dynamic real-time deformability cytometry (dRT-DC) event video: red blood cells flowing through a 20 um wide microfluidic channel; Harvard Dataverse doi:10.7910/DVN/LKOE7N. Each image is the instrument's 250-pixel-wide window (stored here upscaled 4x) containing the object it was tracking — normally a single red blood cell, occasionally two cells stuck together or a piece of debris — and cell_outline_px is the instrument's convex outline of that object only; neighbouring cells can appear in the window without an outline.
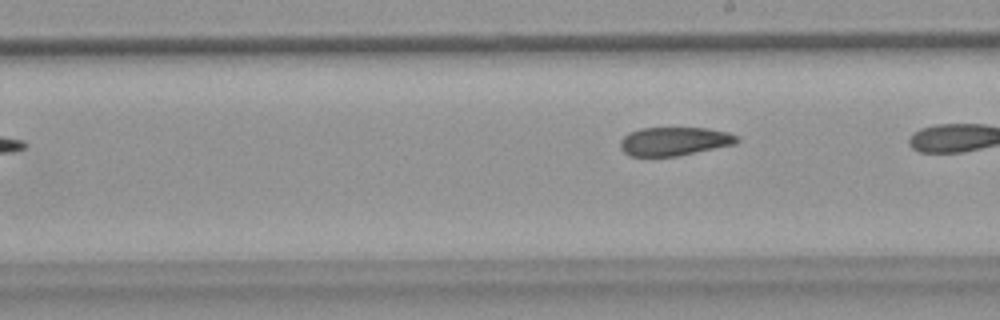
{"species": "common noctule bat (a hibernating species)", "species_latin": "Nyctalus noctula", "temperature_condition": "warm", "stored_images_in_passage": 7, "camera_frame_rate_fps": 3000, "um_per_image_px": 0.085, "animal": {"sex": "female", "body_mass_g": 18.4}, "frame": {"image": 1, "passage_image": 7, "time_ms": 2.0, "image_size_px": [1000, 320], "cell_outline_px": [[740, 140], [736, 144], [680, 156], [628, 156], [620, 148], [620, 140], [628, 132], [640, 128], [708, 128], [728, 132], [740, 136]], "centroid_in_image_um": [57.34, 12.01], "position_along_channel_um": 231.7, "area_um2": 19.77}}